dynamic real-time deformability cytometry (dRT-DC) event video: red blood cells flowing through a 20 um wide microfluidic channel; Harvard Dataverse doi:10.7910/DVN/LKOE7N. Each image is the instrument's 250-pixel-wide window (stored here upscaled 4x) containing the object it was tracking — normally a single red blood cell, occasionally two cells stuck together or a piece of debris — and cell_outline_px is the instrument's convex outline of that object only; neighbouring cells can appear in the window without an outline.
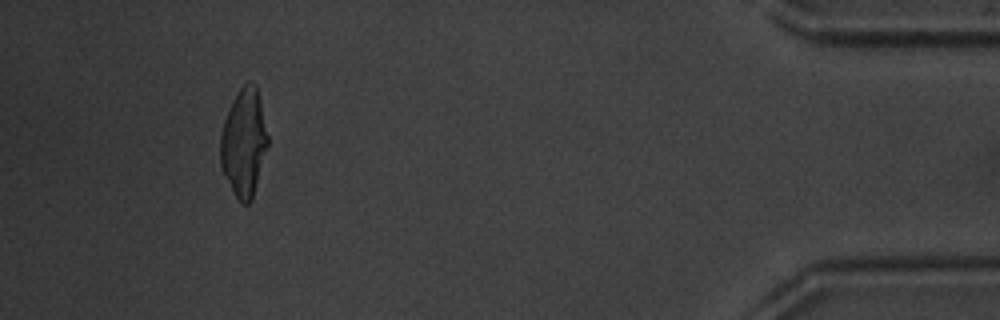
{"species": "common noctule bat (a hibernating species)", "species_latin": "Nyctalus noctula", "temperature_condition": "warm", "stored_images_in_passage": 50, "camera_frame_rate_fps": 3000, "um_per_image_px": 0.085, "animal": {"sex": "male", "body_mass_g": 20.1, "forearm_length_mm": 53.5}, "frame": {"image": 1, "passage_image": 47, "time_ms": 15.333, "image_size_px": [1000, 320], "cell_outline_px": [[268, 144], [252, 200], [248, 204], [240, 204], [220, 164], [220, 132], [224, 120], [232, 100], [236, 92], [248, 80], [252, 80], [256, 84], [260, 100], [268, 136]], "centroid_in_image_um": [20.73, 12.08], "position_along_channel_um": 414.5, "area_um2": 29.71}}